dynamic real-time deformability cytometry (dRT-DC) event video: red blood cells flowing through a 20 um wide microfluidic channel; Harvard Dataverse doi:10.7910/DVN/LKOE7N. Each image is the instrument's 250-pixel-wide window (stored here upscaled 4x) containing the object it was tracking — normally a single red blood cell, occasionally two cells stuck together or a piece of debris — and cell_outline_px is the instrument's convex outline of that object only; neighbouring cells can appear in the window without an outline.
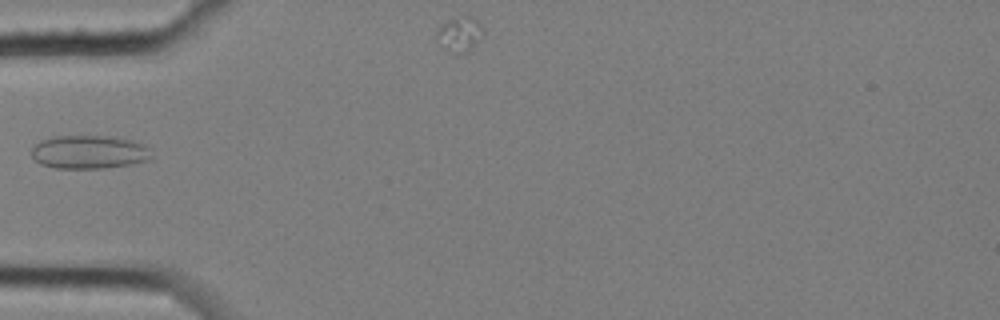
{"species": "common noctule bat (a hibernating species)", "species_latin": "Nyctalus noctula", "temperature_condition": "cold", "stored_images_in_passage": 6, "camera_frame_rate_fps": 3000, "um_per_image_px": 0.085, "animal": {"sex": "female", "body_mass_g": 25.1}, "frame": {"image": 1, "passage_image": 6, "time_ms": 1.667, "image_size_px": [1000, 320], "cell_outline_px": [[152, 156], [144, 160], [128, 164], [100, 168], [56, 168], [40, 164], [32, 156], [32, 148], [40, 140], [52, 136], [112, 136], [132, 140], [144, 144], [148, 148]], "centroid_in_image_um": [7.53, 12.9], "position_along_channel_um": 77.5, "area_um2": 23.18}}